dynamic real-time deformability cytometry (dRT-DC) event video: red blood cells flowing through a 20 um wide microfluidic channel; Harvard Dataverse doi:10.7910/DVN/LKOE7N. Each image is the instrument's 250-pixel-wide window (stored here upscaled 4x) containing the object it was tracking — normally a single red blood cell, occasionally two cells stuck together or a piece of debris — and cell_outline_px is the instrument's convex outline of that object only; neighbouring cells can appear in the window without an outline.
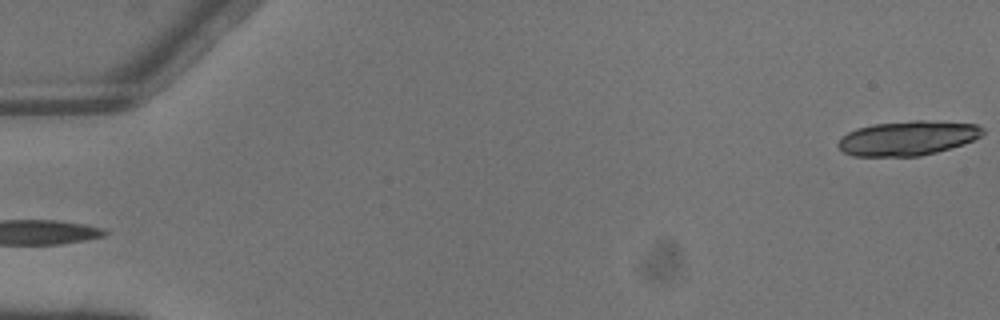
{"species": "common noctule bat (a hibernating species)", "species_latin": "Nyctalus noctula", "temperature_condition": "warm", "stored_images_in_passage": 2, "camera_frame_rate_fps": 3000, "um_per_image_px": 0.085, "animal": {"sex": "male", "body_mass_g": 13.3}, "frame": {"image": 1, "passage_image": 2, "time_ms": 0.333, "image_size_px": [1000, 320], "cell_outline_px": [[984, 132], [980, 136], [964, 144], [936, 152], [920, 156], [852, 156], [844, 152], [836, 144], [848, 132], [856, 128], [872, 124], [912, 120], [924, 120], [976, 124], [984, 128]], "centroid_in_image_um": [77.15, 11.74], "position_along_channel_um": 7.8, "area_um2": 29.07}}